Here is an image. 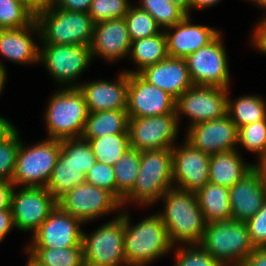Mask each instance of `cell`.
<instances>
[{
    "instance_id": "cell-1",
    "label": "cell",
    "mask_w": 266,
    "mask_h": 266,
    "mask_svg": "<svg viewBox=\"0 0 266 266\" xmlns=\"http://www.w3.org/2000/svg\"><path fill=\"white\" fill-rule=\"evenodd\" d=\"M161 198L165 209L159 213L166 227L170 243L200 244L207 222L199 207L195 192L170 188Z\"/></svg>"
},
{
    "instance_id": "cell-2",
    "label": "cell",
    "mask_w": 266,
    "mask_h": 266,
    "mask_svg": "<svg viewBox=\"0 0 266 266\" xmlns=\"http://www.w3.org/2000/svg\"><path fill=\"white\" fill-rule=\"evenodd\" d=\"M124 252L127 266H146L170 252L172 247L160 214L149 216L130 225L129 215L123 213Z\"/></svg>"
},
{
    "instance_id": "cell-3",
    "label": "cell",
    "mask_w": 266,
    "mask_h": 266,
    "mask_svg": "<svg viewBox=\"0 0 266 266\" xmlns=\"http://www.w3.org/2000/svg\"><path fill=\"white\" fill-rule=\"evenodd\" d=\"M172 149L141 151L140 167L133 189L121 205L134 201L142 205L155 203L173 186Z\"/></svg>"
},
{
    "instance_id": "cell-4",
    "label": "cell",
    "mask_w": 266,
    "mask_h": 266,
    "mask_svg": "<svg viewBox=\"0 0 266 266\" xmlns=\"http://www.w3.org/2000/svg\"><path fill=\"white\" fill-rule=\"evenodd\" d=\"M42 43L90 46L95 23L89 13L62 10L57 6L35 15Z\"/></svg>"
},
{
    "instance_id": "cell-5",
    "label": "cell",
    "mask_w": 266,
    "mask_h": 266,
    "mask_svg": "<svg viewBox=\"0 0 266 266\" xmlns=\"http://www.w3.org/2000/svg\"><path fill=\"white\" fill-rule=\"evenodd\" d=\"M200 245L222 266H239L255 249L246 223L232 218L208 223Z\"/></svg>"
},
{
    "instance_id": "cell-6",
    "label": "cell",
    "mask_w": 266,
    "mask_h": 266,
    "mask_svg": "<svg viewBox=\"0 0 266 266\" xmlns=\"http://www.w3.org/2000/svg\"><path fill=\"white\" fill-rule=\"evenodd\" d=\"M88 141L82 138L61 141V150L46 188L58 201L69 190L85 182L86 174L96 163Z\"/></svg>"
},
{
    "instance_id": "cell-7",
    "label": "cell",
    "mask_w": 266,
    "mask_h": 266,
    "mask_svg": "<svg viewBox=\"0 0 266 266\" xmlns=\"http://www.w3.org/2000/svg\"><path fill=\"white\" fill-rule=\"evenodd\" d=\"M45 111L48 139L81 138L88 116L85 97L79 88H64L49 99Z\"/></svg>"
},
{
    "instance_id": "cell-8",
    "label": "cell",
    "mask_w": 266,
    "mask_h": 266,
    "mask_svg": "<svg viewBox=\"0 0 266 266\" xmlns=\"http://www.w3.org/2000/svg\"><path fill=\"white\" fill-rule=\"evenodd\" d=\"M60 150V140L47 138L27 148L21 141L11 182L16 187H46Z\"/></svg>"
},
{
    "instance_id": "cell-9",
    "label": "cell",
    "mask_w": 266,
    "mask_h": 266,
    "mask_svg": "<svg viewBox=\"0 0 266 266\" xmlns=\"http://www.w3.org/2000/svg\"><path fill=\"white\" fill-rule=\"evenodd\" d=\"M99 227L92 234L83 232L85 266H127L124 252L123 213Z\"/></svg>"
},
{
    "instance_id": "cell-10",
    "label": "cell",
    "mask_w": 266,
    "mask_h": 266,
    "mask_svg": "<svg viewBox=\"0 0 266 266\" xmlns=\"http://www.w3.org/2000/svg\"><path fill=\"white\" fill-rule=\"evenodd\" d=\"M177 112L153 117H129L130 147L137 151L172 149L178 134ZM175 139V141H174Z\"/></svg>"
},
{
    "instance_id": "cell-11",
    "label": "cell",
    "mask_w": 266,
    "mask_h": 266,
    "mask_svg": "<svg viewBox=\"0 0 266 266\" xmlns=\"http://www.w3.org/2000/svg\"><path fill=\"white\" fill-rule=\"evenodd\" d=\"M185 60L194 85L229 88L228 58L221 33Z\"/></svg>"
},
{
    "instance_id": "cell-12",
    "label": "cell",
    "mask_w": 266,
    "mask_h": 266,
    "mask_svg": "<svg viewBox=\"0 0 266 266\" xmlns=\"http://www.w3.org/2000/svg\"><path fill=\"white\" fill-rule=\"evenodd\" d=\"M57 205L82 223L91 221L121 209V202L109 191L89 183H82L69 190L58 201Z\"/></svg>"
},
{
    "instance_id": "cell-13",
    "label": "cell",
    "mask_w": 266,
    "mask_h": 266,
    "mask_svg": "<svg viewBox=\"0 0 266 266\" xmlns=\"http://www.w3.org/2000/svg\"><path fill=\"white\" fill-rule=\"evenodd\" d=\"M228 92L223 87L193 85L176 100L178 121L181 114L190 118V126L223 117Z\"/></svg>"
},
{
    "instance_id": "cell-14",
    "label": "cell",
    "mask_w": 266,
    "mask_h": 266,
    "mask_svg": "<svg viewBox=\"0 0 266 266\" xmlns=\"http://www.w3.org/2000/svg\"><path fill=\"white\" fill-rule=\"evenodd\" d=\"M57 206L46 187H22L19 192L13 189L11 211L14 226L21 231L33 234Z\"/></svg>"
},
{
    "instance_id": "cell-15",
    "label": "cell",
    "mask_w": 266,
    "mask_h": 266,
    "mask_svg": "<svg viewBox=\"0 0 266 266\" xmlns=\"http://www.w3.org/2000/svg\"><path fill=\"white\" fill-rule=\"evenodd\" d=\"M43 44L39 48V61L60 84L75 80L91 63L90 46Z\"/></svg>"
},
{
    "instance_id": "cell-16",
    "label": "cell",
    "mask_w": 266,
    "mask_h": 266,
    "mask_svg": "<svg viewBox=\"0 0 266 266\" xmlns=\"http://www.w3.org/2000/svg\"><path fill=\"white\" fill-rule=\"evenodd\" d=\"M81 221L64 212L58 205L50 212L26 247H83Z\"/></svg>"
},
{
    "instance_id": "cell-17",
    "label": "cell",
    "mask_w": 266,
    "mask_h": 266,
    "mask_svg": "<svg viewBox=\"0 0 266 266\" xmlns=\"http://www.w3.org/2000/svg\"><path fill=\"white\" fill-rule=\"evenodd\" d=\"M176 100L164 90L150 84L138 73L129 74V117H153L174 113Z\"/></svg>"
},
{
    "instance_id": "cell-18",
    "label": "cell",
    "mask_w": 266,
    "mask_h": 266,
    "mask_svg": "<svg viewBox=\"0 0 266 266\" xmlns=\"http://www.w3.org/2000/svg\"><path fill=\"white\" fill-rule=\"evenodd\" d=\"M185 141L208 155L232 151L238 144V128L228 114L189 126Z\"/></svg>"
},
{
    "instance_id": "cell-19",
    "label": "cell",
    "mask_w": 266,
    "mask_h": 266,
    "mask_svg": "<svg viewBox=\"0 0 266 266\" xmlns=\"http://www.w3.org/2000/svg\"><path fill=\"white\" fill-rule=\"evenodd\" d=\"M180 147L172 148V177L178 184L174 187L196 193L209 182L210 155L186 141Z\"/></svg>"
},
{
    "instance_id": "cell-20",
    "label": "cell",
    "mask_w": 266,
    "mask_h": 266,
    "mask_svg": "<svg viewBox=\"0 0 266 266\" xmlns=\"http://www.w3.org/2000/svg\"><path fill=\"white\" fill-rule=\"evenodd\" d=\"M71 84L79 88L85 97L88 113L127 109L129 74L121 72L116 82L104 80Z\"/></svg>"
},
{
    "instance_id": "cell-21",
    "label": "cell",
    "mask_w": 266,
    "mask_h": 266,
    "mask_svg": "<svg viewBox=\"0 0 266 266\" xmlns=\"http://www.w3.org/2000/svg\"><path fill=\"white\" fill-rule=\"evenodd\" d=\"M164 30L169 57L186 58L201 47L211 43L219 34L218 30L205 25H194L186 15L180 22ZM175 30L171 32V30Z\"/></svg>"
},
{
    "instance_id": "cell-22",
    "label": "cell",
    "mask_w": 266,
    "mask_h": 266,
    "mask_svg": "<svg viewBox=\"0 0 266 266\" xmlns=\"http://www.w3.org/2000/svg\"><path fill=\"white\" fill-rule=\"evenodd\" d=\"M131 43L124 18L98 22L90 44L92 59L95 55L108 61L122 59L130 53Z\"/></svg>"
},
{
    "instance_id": "cell-23",
    "label": "cell",
    "mask_w": 266,
    "mask_h": 266,
    "mask_svg": "<svg viewBox=\"0 0 266 266\" xmlns=\"http://www.w3.org/2000/svg\"><path fill=\"white\" fill-rule=\"evenodd\" d=\"M146 81L170 94L177 100L194 84L184 58L167 57L146 67L139 73Z\"/></svg>"
},
{
    "instance_id": "cell-24",
    "label": "cell",
    "mask_w": 266,
    "mask_h": 266,
    "mask_svg": "<svg viewBox=\"0 0 266 266\" xmlns=\"http://www.w3.org/2000/svg\"><path fill=\"white\" fill-rule=\"evenodd\" d=\"M232 219L247 222L266 201V187L253 169L229 189Z\"/></svg>"
},
{
    "instance_id": "cell-25",
    "label": "cell",
    "mask_w": 266,
    "mask_h": 266,
    "mask_svg": "<svg viewBox=\"0 0 266 266\" xmlns=\"http://www.w3.org/2000/svg\"><path fill=\"white\" fill-rule=\"evenodd\" d=\"M31 31L40 33L35 20L24 28L0 29L1 56L20 64L39 62L40 46L29 36Z\"/></svg>"
},
{
    "instance_id": "cell-26",
    "label": "cell",
    "mask_w": 266,
    "mask_h": 266,
    "mask_svg": "<svg viewBox=\"0 0 266 266\" xmlns=\"http://www.w3.org/2000/svg\"><path fill=\"white\" fill-rule=\"evenodd\" d=\"M253 170L237 149L210 155L209 182L229 189Z\"/></svg>"
},
{
    "instance_id": "cell-27",
    "label": "cell",
    "mask_w": 266,
    "mask_h": 266,
    "mask_svg": "<svg viewBox=\"0 0 266 266\" xmlns=\"http://www.w3.org/2000/svg\"><path fill=\"white\" fill-rule=\"evenodd\" d=\"M196 195L207 224L232 218L228 187L208 182Z\"/></svg>"
},
{
    "instance_id": "cell-28",
    "label": "cell",
    "mask_w": 266,
    "mask_h": 266,
    "mask_svg": "<svg viewBox=\"0 0 266 266\" xmlns=\"http://www.w3.org/2000/svg\"><path fill=\"white\" fill-rule=\"evenodd\" d=\"M127 109L88 113L82 139L99 138L112 134L128 133Z\"/></svg>"
},
{
    "instance_id": "cell-29",
    "label": "cell",
    "mask_w": 266,
    "mask_h": 266,
    "mask_svg": "<svg viewBox=\"0 0 266 266\" xmlns=\"http://www.w3.org/2000/svg\"><path fill=\"white\" fill-rule=\"evenodd\" d=\"M131 58L137 64L138 70L125 71L130 73H140L148 66L157 64L168 57L166 37L164 30L159 34L132 41L130 53Z\"/></svg>"
},
{
    "instance_id": "cell-30",
    "label": "cell",
    "mask_w": 266,
    "mask_h": 266,
    "mask_svg": "<svg viewBox=\"0 0 266 266\" xmlns=\"http://www.w3.org/2000/svg\"><path fill=\"white\" fill-rule=\"evenodd\" d=\"M25 250L37 266H85L83 247H26Z\"/></svg>"
},
{
    "instance_id": "cell-31",
    "label": "cell",
    "mask_w": 266,
    "mask_h": 266,
    "mask_svg": "<svg viewBox=\"0 0 266 266\" xmlns=\"http://www.w3.org/2000/svg\"><path fill=\"white\" fill-rule=\"evenodd\" d=\"M227 114L239 129L240 127L266 119V104L256 95L242 96L235 101L227 97Z\"/></svg>"
},
{
    "instance_id": "cell-32",
    "label": "cell",
    "mask_w": 266,
    "mask_h": 266,
    "mask_svg": "<svg viewBox=\"0 0 266 266\" xmlns=\"http://www.w3.org/2000/svg\"><path fill=\"white\" fill-rule=\"evenodd\" d=\"M89 142L97 162L113 166L130 147L129 134H112L83 139Z\"/></svg>"
},
{
    "instance_id": "cell-33",
    "label": "cell",
    "mask_w": 266,
    "mask_h": 266,
    "mask_svg": "<svg viewBox=\"0 0 266 266\" xmlns=\"http://www.w3.org/2000/svg\"><path fill=\"white\" fill-rule=\"evenodd\" d=\"M141 160V152L133 148L126 151L113 165L116 183V198L122 203L123 198L133 189Z\"/></svg>"
},
{
    "instance_id": "cell-34",
    "label": "cell",
    "mask_w": 266,
    "mask_h": 266,
    "mask_svg": "<svg viewBox=\"0 0 266 266\" xmlns=\"http://www.w3.org/2000/svg\"><path fill=\"white\" fill-rule=\"evenodd\" d=\"M140 2L138 7L148 12L161 29L172 27L187 15L169 0H140Z\"/></svg>"
},
{
    "instance_id": "cell-35",
    "label": "cell",
    "mask_w": 266,
    "mask_h": 266,
    "mask_svg": "<svg viewBox=\"0 0 266 266\" xmlns=\"http://www.w3.org/2000/svg\"><path fill=\"white\" fill-rule=\"evenodd\" d=\"M35 20V14L20 0H0V29L24 28Z\"/></svg>"
},
{
    "instance_id": "cell-36",
    "label": "cell",
    "mask_w": 266,
    "mask_h": 266,
    "mask_svg": "<svg viewBox=\"0 0 266 266\" xmlns=\"http://www.w3.org/2000/svg\"><path fill=\"white\" fill-rule=\"evenodd\" d=\"M131 41L157 35L161 28L145 10L131 6L124 17Z\"/></svg>"
},
{
    "instance_id": "cell-37",
    "label": "cell",
    "mask_w": 266,
    "mask_h": 266,
    "mask_svg": "<svg viewBox=\"0 0 266 266\" xmlns=\"http://www.w3.org/2000/svg\"><path fill=\"white\" fill-rule=\"evenodd\" d=\"M238 144L262 156L266 153V119L244 125L238 129Z\"/></svg>"
},
{
    "instance_id": "cell-38",
    "label": "cell",
    "mask_w": 266,
    "mask_h": 266,
    "mask_svg": "<svg viewBox=\"0 0 266 266\" xmlns=\"http://www.w3.org/2000/svg\"><path fill=\"white\" fill-rule=\"evenodd\" d=\"M131 5L128 0H93L89 15L93 22L124 18Z\"/></svg>"
},
{
    "instance_id": "cell-39",
    "label": "cell",
    "mask_w": 266,
    "mask_h": 266,
    "mask_svg": "<svg viewBox=\"0 0 266 266\" xmlns=\"http://www.w3.org/2000/svg\"><path fill=\"white\" fill-rule=\"evenodd\" d=\"M176 252V264L174 266H222L200 244L187 245ZM198 246V247H197Z\"/></svg>"
},
{
    "instance_id": "cell-40",
    "label": "cell",
    "mask_w": 266,
    "mask_h": 266,
    "mask_svg": "<svg viewBox=\"0 0 266 266\" xmlns=\"http://www.w3.org/2000/svg\"><path fill=\"white\" fill-rule=\"evenodd\" d=\"M20 142L17 131L8 140L0 142V180H12Z\"/></svg>"
},
{
    "instance_id": "cell-41",
    "label": "cell",
    "mask_w": 266,
    "mask_h": 266,
    "mask_svg": "<svg viewBox=\"0 0 266 266\" xmlns=\"http://www.w3.org/2000/svg\"><path fill=\"white\" fill-rule=\"evenodd\" d=\"M85 182L104 188L116 197V183L113 166L96 162L86 174Z\"/></svg>"
},
{
    "instance_id": "cell-42",
    "label": "cell",
    "mask_w": 266,
    "mask_h": 266,
    "mask_svg": "<svg viewBox=\"0 0 266 266\" xmlns=\"http://www.w3.org/2000/svg\"><path fill=\"white\" fill-rule=\"evenodd\" d=\"M250 240L255 248L266 247V201L262 208L247 222H245Z\"/></svg>"
},
{
    "instance_id": "cell-43",
    "label": "cell",
    "mask_w": 266,
    "mask_h": 266,
    "mask_svg": "<svg viewBox=\"0 0 266 266\" xmlns=\"http://www.w3.org/2000/svg\"><path fill=\"white\" fill-rule=\"evenodd\" d=\"M93 0H58L56 6L62 10L88 13Z\"/></svg>"
},
{
    "instance_id": "cell-44",
    "label": "cell",
    "mask_w": 266,
    "mask_h": 266,
    "mask_svg": "<svg viewBox=\"0 0 266 266\" xmlns=\"http://www.w3.org/2000/svg\"><path fill=\"white\" fill-rule=\"evenodd\" d=\"M253 32V45L266 54V17L260 20Z\"/></svg>"
},
{
    "instance_id": "cell-45",
    "label": "cell",
    "mask_w": 266,
    "mask_h": 266,
    "mask_svg": "<svg viewBox=\"0 0 266 266\" xmlns=\"http://www.w3.org/2000/svg\"><path fill=\"white\" fill-rule=\"evenodd\" d=\"M14 184L11 181L0 180V210L11 209V197Z\"/></svg>"
},
{
    "instance_id": "cell-46",
    "label": "cell",
    "mask_w": 266,
    "mask_h": 266,
    "mask_svg": "<svg viewBox=\"0 0 266 266\" xmlns=\"http://www.w3.org/2000/svg\"><path fill=\"white\" fill-rule=\"evenodd\" d=\"M239 266H266V247L255 248Z\"/></svg>"
},
{
    "instance_id": "cell-47",
    "label": "cell",
    "mask_w": 266,
    "mask_h": 266,
    "mask_svg": "<svg viewBox=\"0 0 266 266\" xmlns=\"http://www.w3.org/2000/svg\"><path fill=\"white\" fill-rule=\"evenodd\" d=\"M13 227L15 226L11 209L0 210V243Z\"/></svg>"
},
{
    "instance_id": "cell-48",
    "label": "cell",
    "mask_w": 266,
    "mask_h": 266,
    "mask_svg": "<svg viewBox=\"0 0 266 266\" xmlns=\"http://www.w3.org/2000/svg\"><path fill=\"white\" fill-rule=\"evenodd\" d=\"M58 0H26L27 7L36 15L37 13L53 8Z\"/></svg>"
},
{
    "instance_id": "cell-49",
    "label": "cell",
    "mask_w": 266,
    "mask_h": 266,
    "mask_svg": "<svg viewBox=\"0 0 266 266\" xmlns=\"http://www.w3.org/2000/svg\"><path fill=\"white\" fill-rule=\"evenodd\" d=\"M16 131L14 125L0 116V142L8 140Z\"/></svg>"
},
{
    "instance_id": "cell-50",
    "label": "cell",
    "mask_w": 266,
    "mask_h": 266,
    "mask_svg": "<svg viewBox=\"0 0 266 266\" xmlns=\"http://www.w3.org/2000/svg\"><path fill=\"white\" fill-rule=\"evenodd\" d=\"M260 163L253 164V169L259 174L262 183L266 187V153L258 157Z\"/></svg>"
},
{
    "instance_id": "cell-51",
    "label": "cell",
    "mask_w": 266,
    "mask_h": 266,
    "mask_svg": "<svg viewBox=\"0 0 266 266\" xmlns=\"http://www.w3.org/2000/svg\"><path fill=\"white\" fill-rule=\"evenodd\" d=\"M220 0H191L190 9H203L216 5Z\"/></svg>"
},
{
    "instance_id": "cell-52",
    "label": "cell",
    "mask_w": 266,
    "mask_h": 266,
    "mask_svg": "<svg viewBox=\"0 0 266 266\" xmlns=\"http://www.w3.org/2000/svg\"><path fill=\"white\" fill-rule=\"evenodd\" d=\"M169 1L179 6L187 15H190L189 10H190L191 0H169Z\"/></svg>"
},
{
    "instance_id": "cell-53",
    "label": "cell",
    "mask_w": 266,
    "mask_h": 266,
    "mask_svg": "<svg viewBox=\"0 0 266 266\" xmlns=\"http://www.w3.org/2000/svg\"><path fill=\"white\" fill-rule=\"evenodd\" d=\"M6 69L5 66L0 62V93L2 92L6 80Z\"/></svg>"
},
{
    "instance_id": "cell-54",
    "label": "cell",
    "mask_w": 266,
    "mask_h": 266,
    "mask_svg": "<svg viewBox=\"0 0 266 266\" xmlns=\"http://www.w3.org/2000/svg\"><path fill=\"white\" fill-rule=\"evenodd\" d=\"M249 1H253L257 5L261 6V8L266 9V0H249Z\"/></svg>"
},
{
    "instance_id": "cell-55",
    "label": "cell",
    "mask_w": 266,
    "mask_h": 266,
    "mask_svg": "<svg viewBox=\"0 0 266 266\" xmlns=\"http://www.w3.org/2000/svg\"><path fill=\"white\" fill-rule=\"evenodd\" d=\"M26 266H37L35 263H33L30 259H28Z\"/></svg>"
}]
</instances>
